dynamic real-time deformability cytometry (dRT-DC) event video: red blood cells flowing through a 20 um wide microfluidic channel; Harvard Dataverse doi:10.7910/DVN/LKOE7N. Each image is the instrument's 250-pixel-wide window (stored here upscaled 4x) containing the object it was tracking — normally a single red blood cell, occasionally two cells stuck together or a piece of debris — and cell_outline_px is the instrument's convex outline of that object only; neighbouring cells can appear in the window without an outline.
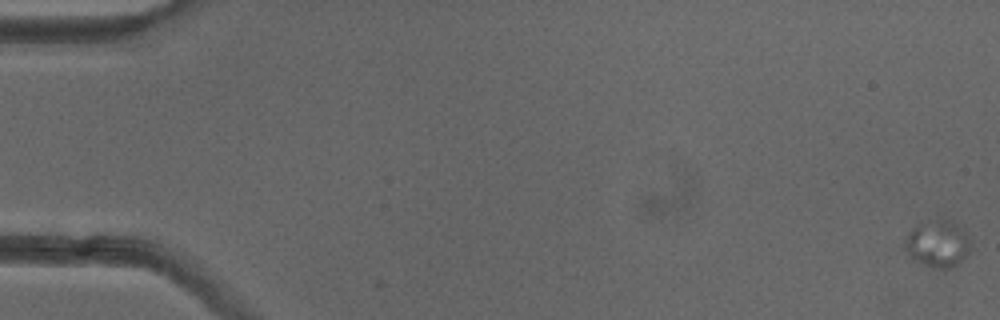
{"species": "common noctule bat (a hibernating species)", "species_latin": "Nyctalus noctula", "temperature_condition": "cold", "stored_images_in_passage": 4, "camera_frame_rate_fps": 3000, "um_per_image_px": 0.085, "animal": {"sex": "female"}, "frame": {"image": 1, "passage_image": 1, "time_ms": 0.0, "image_size_px": [1000, 320], "cell_outline_px": [[972, 248], [964, 260], [952, 268], [932, 268], [916, 260], [904, 248], [904, 244], [908, 232], [916, 224], [940, 220], [948, 220], [956, 224], [972, 240]], "centroid_in_image_um": [79.75, 20.74], "position_along_channel_um": 5.3, "area_um2": 17.92}}